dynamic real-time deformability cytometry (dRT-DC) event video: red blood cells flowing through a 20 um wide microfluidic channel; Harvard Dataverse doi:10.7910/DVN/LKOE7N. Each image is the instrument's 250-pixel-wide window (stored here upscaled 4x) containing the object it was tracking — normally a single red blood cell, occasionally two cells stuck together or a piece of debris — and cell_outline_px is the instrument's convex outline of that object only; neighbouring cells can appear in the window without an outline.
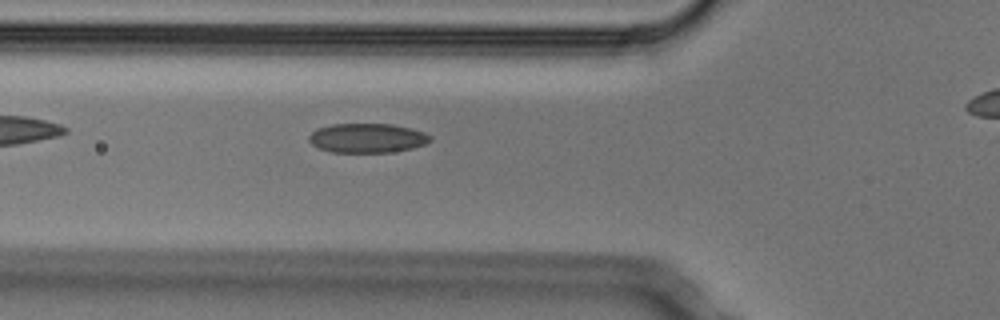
{"species": "Egyptian fruit bat (a non-hibernating species)", "species_latin": "Rousettus aegyptiacus", "temperature_condition": "cold", "stored_images_in_passage": 2, "camera_frame_rate_fps": 3000, "um_per_image_px": 0.085, "animal": {"sex": "male"}, "frame": {"image": 1, "passage_image": 2, "time_ms": 0.333, "image_size_px": [1000, 320], "cell_outline_px": [[432, 140], [424, 144], [412, 148], [392, 152], [332, 152], [316, 148], [308, 140], [308, 136], [316, 128], [332, 124], [392, 124], [412, 128], [424, 132], [432, 136]], "centroid_in_image_um": [31.2, 11.73], "position_along_channel_um": 94.6, "area_um2": 20.92}}